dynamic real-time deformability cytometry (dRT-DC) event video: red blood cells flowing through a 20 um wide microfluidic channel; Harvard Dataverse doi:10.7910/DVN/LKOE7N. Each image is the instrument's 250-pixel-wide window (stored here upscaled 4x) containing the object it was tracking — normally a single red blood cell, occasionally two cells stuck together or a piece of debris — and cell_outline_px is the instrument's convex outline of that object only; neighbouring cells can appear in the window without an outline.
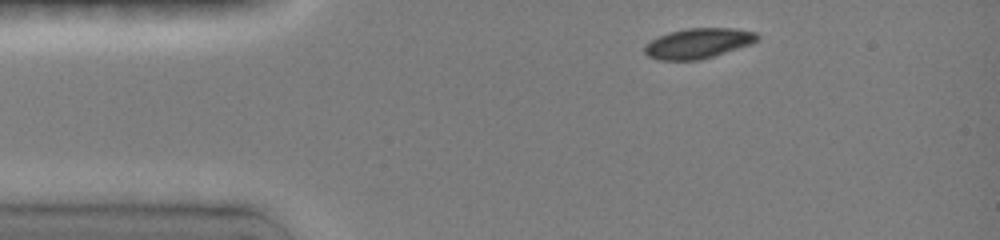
{"species": "common noctule bat (a hibernating species)", "species_latin": "Nyctalus noctula", "temperature_condition": "room temperature", "stored_images_in_passage": 3, "camera_frame_rate_fps": 3000, "um_per_image_px": 0.085, "animal": {"sex": "female", "body_mass_g": 19.0, "forearm_length_mm": 51.5}, "frame": {"image": 1, "passage_image": 1, "time_ms": 0.0, "image_size_px": [1000, 240], "cell_outline_px": [[760, 36], [756, 40], [748, 44], [700, 60], [660, 60], [648, 56], [644, 52], [644, 48], [652, 40], [660, 36], [672, 32], [688, 28], [732, 28], [756, 32]], "centroid_in_image_um": [59.33, 3.68], "position_along_channel_um": 25.7, "area_um2": 19.25}}